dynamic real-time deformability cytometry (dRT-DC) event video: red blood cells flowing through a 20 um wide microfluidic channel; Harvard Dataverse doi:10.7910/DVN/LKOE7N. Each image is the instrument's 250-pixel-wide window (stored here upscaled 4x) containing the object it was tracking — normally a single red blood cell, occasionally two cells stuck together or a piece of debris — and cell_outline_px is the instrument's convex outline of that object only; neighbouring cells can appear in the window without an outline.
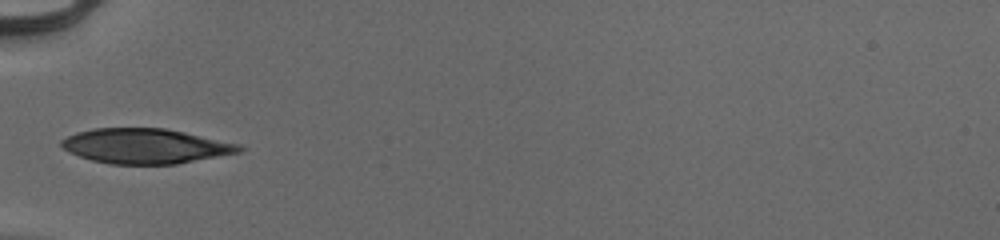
{"species": "human", "species_latin": "Homo sapiens", "temperature_condition": "cold", "stored_images_in_passage": 34, "camera_frame_rate_fps": 3000, "um_per_image_px": 0.085, "donor": {"sex": "male"}, "frame": {"image": 1, "passage_image": 1, "time_ms": 0.0, "image_size_px": [1000, 240], "cell_outline_px": [[248, 148], [240, 152], [176, 164], [112, 164], [92, 160], [68, 152], [60, 144], [60, 140], [76, 132], [96, 128], [164, 128], [184, 132], [240, 144]], "centroid_in_image_um": [12.37, 12.41], "position_along_channel_um": 72.6, "area_um2": 36.13}}
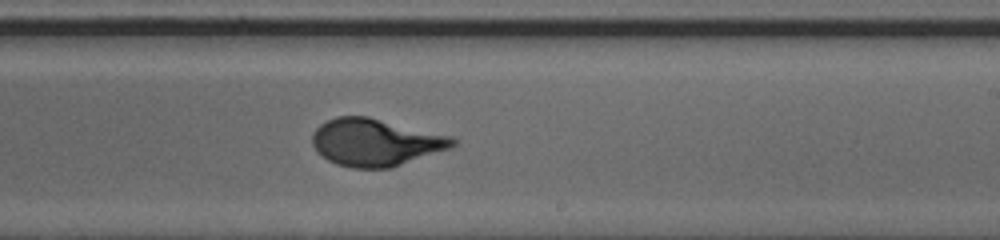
{"frame": {"image": 2, "passage_image": 15, "time_ms": 4.667, "image_size_px": [1000, 240], "cell_outline_px": [[456, 144], [448, 148], [392, 168], [352, 168], [336, 164], [328, 160], [316, 152], [312, 144], [312, 136], [316, 128], [320, 124], [336, 116], [368, 116], [452, 136], [456, 140]], "centroid_in_image_um": [31.88, 12.09], "position_along_channel_um": 257.1, "area_um2": 38.67}}
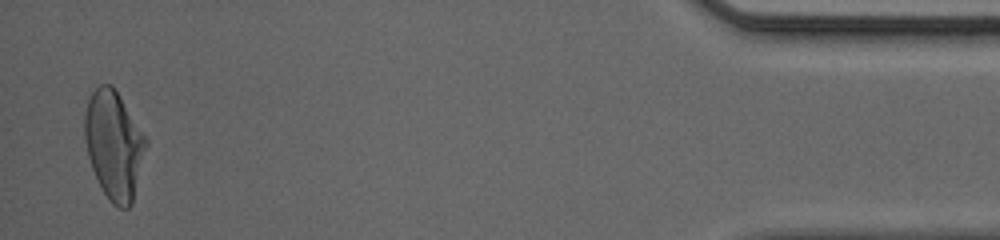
{"frame": {"image": 3, "passage_image": 33, "time_ms": 10.667, "image_size_px": [1000, 240], "cell_outline_px": [[148, 144], [132, 204], [128, 208], [120, 208], [112, 204], [108, 200], [92, 168], [88, 156], [84, 136], [84, 116], [88, 100], [92, 92], [100, 84], [112, 84], [120, 96], [148, 140]], "centroid_in_image_um": [9.69, 12.32], "position_along_channel_um": 425.5, "area_um2": 38.67}, "authors_computed_cell_mechanics": {"area_um2": 38.3214, "velocity_mm_per_s": 3.9987, "shape_relaxation_time_tau1_ms": 4.3461, "shape_relaxation_time_tau2_ms": null, "deformation_change_tau1": 0.2063, "deformation_change_tau2": null}}